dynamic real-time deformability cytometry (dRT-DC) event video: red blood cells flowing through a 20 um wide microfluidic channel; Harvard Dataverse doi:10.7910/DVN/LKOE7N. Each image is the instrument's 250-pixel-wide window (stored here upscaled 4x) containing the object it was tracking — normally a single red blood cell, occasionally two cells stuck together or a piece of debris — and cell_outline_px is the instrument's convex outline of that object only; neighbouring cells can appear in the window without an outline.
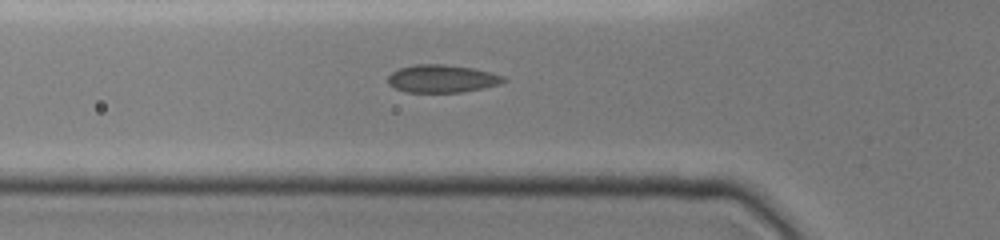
{"species": "common noctule bat (a hibernating species)", "species_latin": "Nyctalus noctula", "temperature_condition": "cold", "stored_images_in_passage": 3, "camera_frame_rate_fps": 3000, "um_per_image_px": 0.085, "animal": {"sex": "female", "body_mass_g": 19.0, "forearm_length_mm": 51.5}, "frame": {"image": 1, "passage_image": 3, "time_ms": 1.667, "image_size_px": [1000, 240], "cell_outline_px": [[508, 80], [500, 84], [464, 92], [404, 92], [388, 84], [388, 76], [392, 72], [400, 68], [416, 64], [444, 64], [472, 68], [504, 76]], "centroid_in_image_um": [37.57, 6.69], "position_along_channel_um": 88.2, "area_um2": 18.67}}